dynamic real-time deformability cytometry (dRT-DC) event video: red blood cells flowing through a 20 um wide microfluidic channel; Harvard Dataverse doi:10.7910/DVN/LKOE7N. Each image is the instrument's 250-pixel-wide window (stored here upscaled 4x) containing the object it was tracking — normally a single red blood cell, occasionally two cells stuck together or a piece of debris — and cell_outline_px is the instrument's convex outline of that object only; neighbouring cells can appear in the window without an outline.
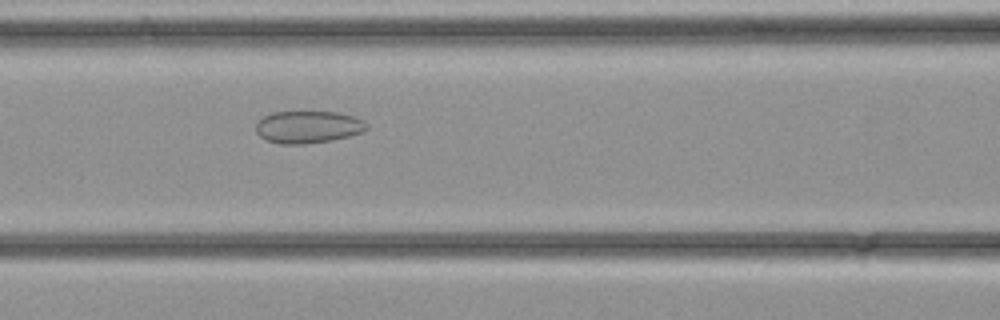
{"species": "common noctule bat (a hibernating species)", "species_latin": "Nyctalus noctula", "temperature_condition": "cold", "stored_images_in_passage": 36, "camera_frame_rate_fps": 3000, "um_per_image_px": 0.085, "animal": {"sex": "female", "body_mass_g": 21.9}, "frame": {"image": 1, "passage_image": 15, "time_ms": 4.667, "image_size_px": [1000, 320], "cell_outline_px": [[368, 128], [364, 132], [332, 140], [304, 144], [280, 144], [264, 140], [256, 132], [256, 124], [264, 116], [272, 112], [336, 112], [352, 116], [364, 120], [368, 124]], "centroid_in_image_um": [26.19, 10.8], "position_along_channel_um": 140.4, "area_um2": 20.92}}
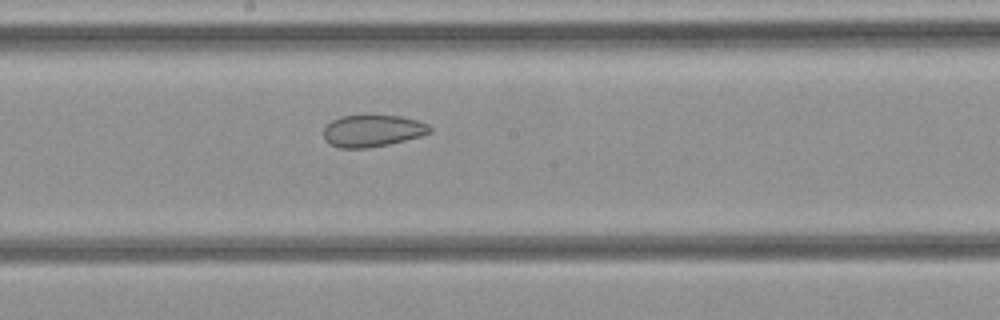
{"frame": {"image": 2, "passage_image": 19, "time_ms": 6.0, "image_size_px": [1000, 320], "cell_outline_px": [[432, 132], [420, 136], [388, 144], [368, 148], [340, 148], [328, 144], [324, 140], [324, 128], [332, 120], [340, 116], [400, 116], [416, 120], [428, 124], [432, 128]], "centroid_in_image_um": [31.64, 11.13], "position_along_channel_um": 216.6, "area_um2": 19.65}}
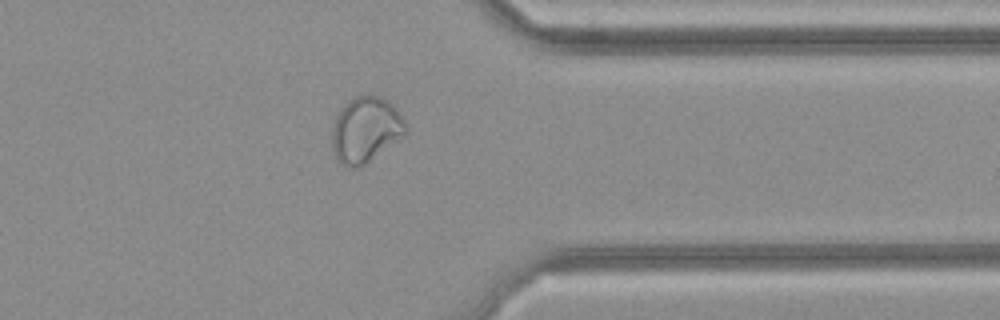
{"frame": {"image": 3, "passage_image": 28, "time_ms": 9.0, "image_size_px": [1000, 320], "cell_outline_px": [[408, 128], [404, 136], [364, 164], [356, 168], [344, 168], [336, 160], [332, 148], [332, 124], [336, 116], [344, 104], [348, 100], [356, 96], [380, 96], [388, 100], [396, 108], [404, 120]], "centroid_in_image_um": [31.06, 11.04], "position_along_channel_um": 380.3, "area_um2": 28.32}}